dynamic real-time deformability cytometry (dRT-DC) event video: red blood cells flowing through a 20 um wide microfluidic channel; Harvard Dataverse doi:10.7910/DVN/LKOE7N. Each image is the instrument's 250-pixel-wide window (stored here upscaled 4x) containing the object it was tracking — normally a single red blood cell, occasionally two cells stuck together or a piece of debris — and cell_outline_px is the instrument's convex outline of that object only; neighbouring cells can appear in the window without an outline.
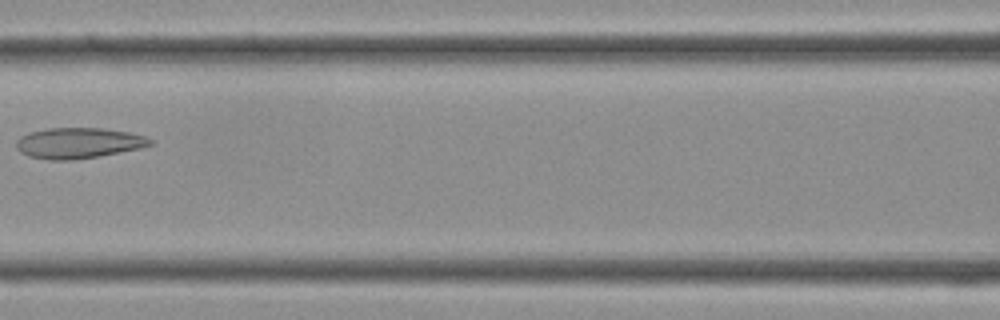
{"species": "Egyptian fruit bat (a non-hibernating species)", "species_latin": "Rousettus aegyptiacus", "temperature_condition": "cold", "stored_images_in_passage": 6, "camera_frame_rate_fps": 3000, "um_per_image_px": 0.085, "frame": {"image": 1, "passage_image": 6, "time_ms": 1.667, "image_size_px": [1000, 320], "cell_outline_px": [[152, 144], [140, 148], [76, 160], [48, 160], [28, 156], [20, 152], [16, 148], [16, 140], [20, 136], [32, 132], [48, 128], [104, 128], [128, 132], [144, 136], [152, 140]], "centroid_in_image_um": [6.63, 12.16], "position_along_channel_um": 160.0, "area_um2": 23.87}}